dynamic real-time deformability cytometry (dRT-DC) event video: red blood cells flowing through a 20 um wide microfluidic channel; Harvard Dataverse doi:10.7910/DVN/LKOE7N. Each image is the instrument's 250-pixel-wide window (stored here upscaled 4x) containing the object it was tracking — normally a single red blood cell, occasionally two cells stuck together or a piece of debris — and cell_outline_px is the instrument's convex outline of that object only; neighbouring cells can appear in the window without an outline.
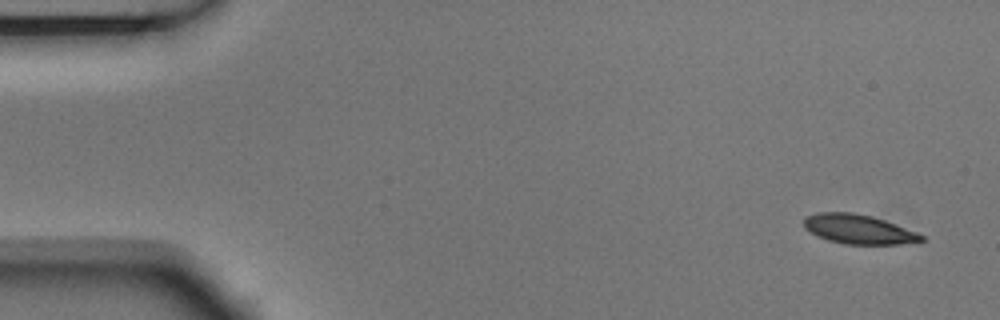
{"species": "Egyptian fruit bat (a non-hibernating species)", "species_latin": "Rousettus aegyptiacus", "temperature_condition": "room temperature", "stored_images_in_passage": 5, "camera_frame_rate_fps": 3000, "um_per_image_px": 0.085, "animal": {"sex": "male"}, "frame": {"image": 1, "passage_image": 1, "time_ms": 0.0, "image_size_px": [1000, 320], "cell_outline_px": [[928, 240], [920, 244], [844, 244], [828, 240], [804, 228], [804, 216], [816, 212], [852, 212], [872, 216], [896, 224], [916, 232], [924, 236]], "centroid_in_image_um": [73.05, 19.49], "position_along_channel_um": 11.9, "area_um2": 20.4}}
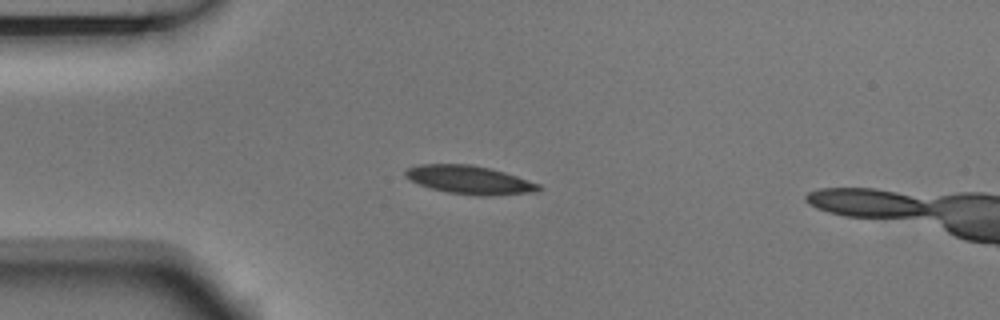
{"frame": {"image": 2, "passage_image": 4, "time_ms": 1.0, "image_size_px": [1000, 320], "cell_outline_px": [[544, 188], [540, 192], [492, 196], [476, 196], [448, 192], [432, 188], [408, 180], [404, 176], [404, 172], [408, 168], [420, 164], [472, 164], [492, 168], [540, 184]], "centroid_in_image_um": [39.96, 15.3], "position_along_channel_um": 45.0, "area_um2": 22.37}}